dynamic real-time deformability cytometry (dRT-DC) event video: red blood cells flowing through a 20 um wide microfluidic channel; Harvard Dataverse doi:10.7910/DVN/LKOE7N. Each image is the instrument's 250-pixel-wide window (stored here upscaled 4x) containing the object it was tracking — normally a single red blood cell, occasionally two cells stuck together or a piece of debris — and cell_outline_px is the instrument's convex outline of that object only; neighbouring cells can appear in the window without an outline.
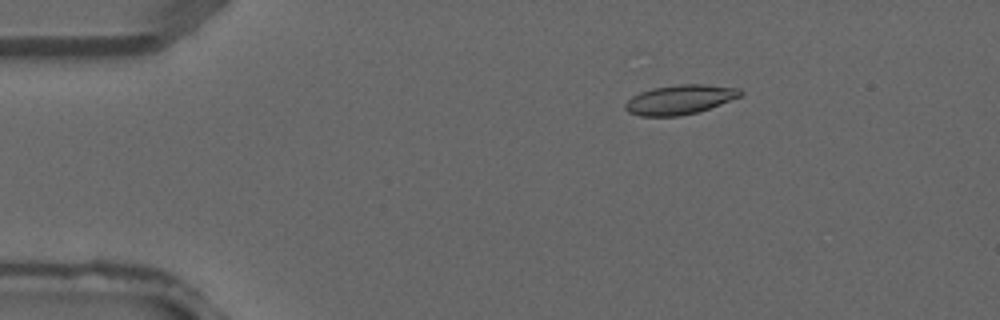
{"species": "common noctule bat (a hibernating species)", "species_latin": "Nyctalus noctula", "temperature_condition": "warm", "stored_images_in_passage": 3, "camera_frame_rate_fps": 3000, "um_per_image_px": 0.085, "animal": {"sex": "male", "forearm_length_mm": 52.5}, "frame": {"image": 1, "passage_image": 2, "time_ms": 0.333, "image_size_px": [1000, 320], "cell_outline_px": [[744, 92], [740, 96], [720, 104], [696, 112], [680, 116], [640, 116], [628, 112], [624, 108], [624, 104], [632, 96], [640, 92], [652, 88], [680, 84], [704, 84], [740, 88]], "centroid_in_image_um": [57.76, 8.46], "position_along_channel_um": 27.2, "area_um2": 19.71}}